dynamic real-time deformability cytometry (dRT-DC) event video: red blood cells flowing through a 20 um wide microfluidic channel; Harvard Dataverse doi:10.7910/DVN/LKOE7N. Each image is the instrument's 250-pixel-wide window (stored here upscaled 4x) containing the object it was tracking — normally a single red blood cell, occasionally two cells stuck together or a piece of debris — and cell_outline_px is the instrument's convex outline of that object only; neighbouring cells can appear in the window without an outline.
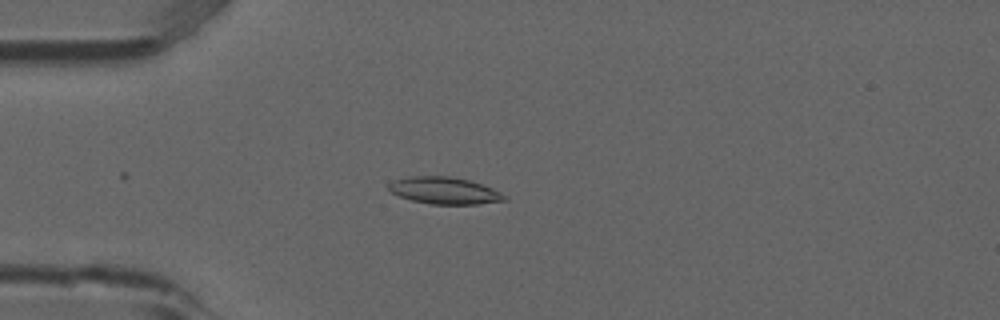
{"species": "common noctule bat (a hibernating species)", "species_latin": "Nyctalus noctula", "temperature_condition": "room temperature", "stored_images_in_passage": 4, "camera_frame_rate_fps": 3000, "um_per_image_px": 0.085, "animal": {"sex": "male", "forearm_length_mm": 52.5}, "frame": {"image": 1, "passage_image": 4, "time_ms": 1.0, "image_size_px": [1000, 320], "cell_outline_px": [[508, 200], [480, 204], [432, 204], [412, 200], [388, 192], [388, 184], [396, 180], [408, 176], [452, 176], [468, 180], [492, 188], [508, 196]], "centroid_in_image_um": [37.79, 16.2], "position_along_channel_um": 47.2, "area_um2": 18.21}}